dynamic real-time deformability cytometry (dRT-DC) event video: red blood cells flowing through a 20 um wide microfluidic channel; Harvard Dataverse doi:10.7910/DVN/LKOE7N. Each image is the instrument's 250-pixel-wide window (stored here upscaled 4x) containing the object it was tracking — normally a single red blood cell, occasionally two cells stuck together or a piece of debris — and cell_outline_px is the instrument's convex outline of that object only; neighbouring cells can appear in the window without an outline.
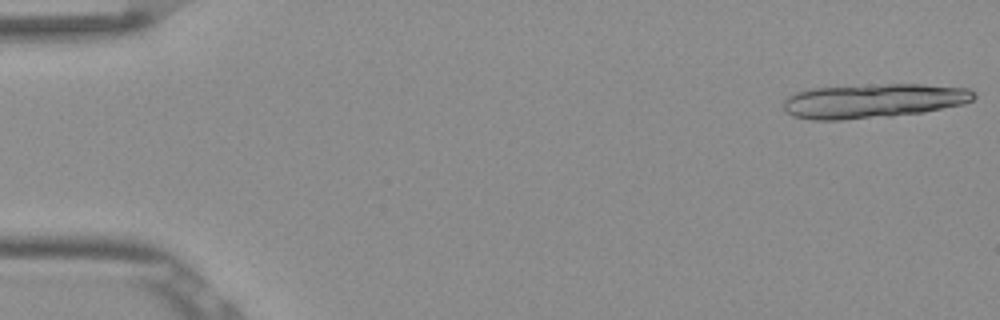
{"species": "Egyptian fruit bat (a non-hibernating species)", "species_latin": "Rousettus aegyptiacus", "temperature_condition": "room temperature", "stored_images_in_passage": 18, "camera_frame_rate_fps": 3000, "um_per_image_px": 0.085, "frame": {"image": 1, "passage_image": 1, "time_ms": 0.0, "image_size_px": [1000, 320], "cell_outline_px": [[976, 96], [972, 100], [964, 104], [924, 112], [892, 116], [844, 120], [812, 120], [792, 116], [784, 112], [784, 100], [788, 96], [796, 92], [812, 88], [884, 84], [924, 84], [968, 88]], "centroid_in_image_um": [74.21, 8.58], "position_along_channel_um": 10.8, "area_um2": 38.26}}